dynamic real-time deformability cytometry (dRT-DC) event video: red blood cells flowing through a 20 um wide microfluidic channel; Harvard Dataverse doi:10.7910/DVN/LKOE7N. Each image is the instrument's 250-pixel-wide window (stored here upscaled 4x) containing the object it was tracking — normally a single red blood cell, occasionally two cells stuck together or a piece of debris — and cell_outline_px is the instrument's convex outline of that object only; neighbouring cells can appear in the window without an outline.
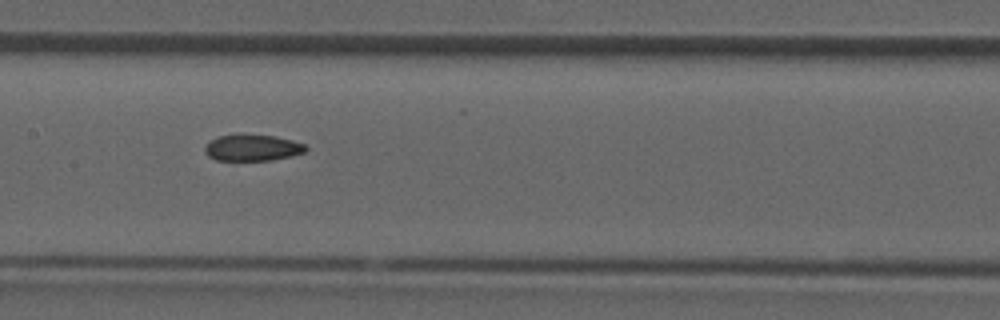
{"species": "common noctule bat (a hibernating species)", "species_latin": "Nyctalus noctula", "temperature_condition": "room temperature", "stored_images_in_passage": 35, "camera_frame_rate_fps": 3000, "um_per_image_px": 0.085, "animal": {"sex": "male", "forearm_length_mm": 52.5}, "frame": {"image": 1, "passage_image": 16, "time_ms": 5.0, "image_size_px": [1000, 320], "cell_outline_px": [[308, 148], [304, 152], [292, 156], [268, 160], [216, 160], [208, 156], [204, 152], [204, 148], [212, 140], [220, 136], [236, 132], [276, 136], [292, 140], [304, 144]], "centroid_in_image_um": [21.44, 12.53], "position_along_channel_um": 186.0, "area_um2": 15.78}}